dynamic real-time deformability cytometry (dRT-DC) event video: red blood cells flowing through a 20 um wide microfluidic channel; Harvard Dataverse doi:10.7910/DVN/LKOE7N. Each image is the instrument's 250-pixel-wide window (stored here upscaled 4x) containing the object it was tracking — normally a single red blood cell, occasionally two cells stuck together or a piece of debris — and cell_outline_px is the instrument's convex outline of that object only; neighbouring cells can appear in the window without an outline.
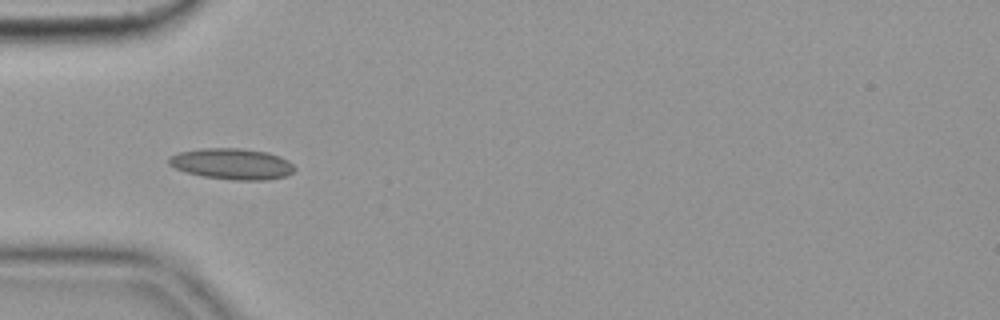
{"species": "common noctule bat (a hibernating species)", "species_latin": "Nyctalus noctula", "temperature_condition": "cold", "stored_images_in_passage": 45, "camera_frame_rate_fps": 3000, "um_per_image_px": 0.085, "animal": {"sex": "female", "body_mass_g": 19.9}, "frame": {"image": 1, "passage_image": 7, "time_ms": 2.0, "image_size_px": [1000, 320], "cell_outline_px": [[296, 168], [292, 172], [284, 176], [264, 180], [232, 180], [204, 176], [184, 172], [168, 164], [168, 160], [172, 156], [180, 152], [200, 148], [240, 148], [268, 152], [280, 156], [288, 160]], "centroid_in_image_um": [19.73, 13.92], "position_along_channel_um": 65.3, "area_um2": 22.66}, "authors_computed_cell_mechanics": {"area_um2": 20.2878, "velocity_mm_per_s": 3.624, "shape_relaxation_time_tau1_ms": 8.8954, "shape_relaxation_time_tau2_ms": 4.7132, "deformation_change_tau1": 0.1443, "deformation_change_tau2": 0.0871}}